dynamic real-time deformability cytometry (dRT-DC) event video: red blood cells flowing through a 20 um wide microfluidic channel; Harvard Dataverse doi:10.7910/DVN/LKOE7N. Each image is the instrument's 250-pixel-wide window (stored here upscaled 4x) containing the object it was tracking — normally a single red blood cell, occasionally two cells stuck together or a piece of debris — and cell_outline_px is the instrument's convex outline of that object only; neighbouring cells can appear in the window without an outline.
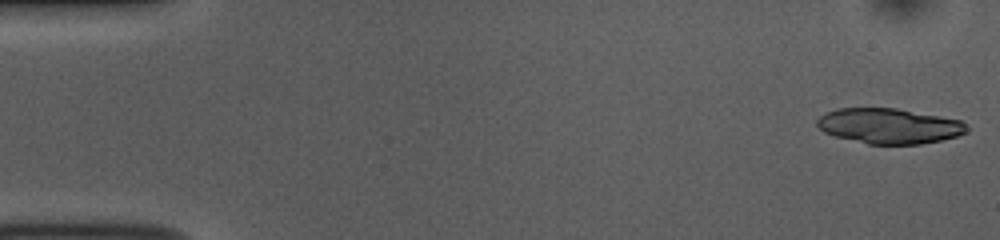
{"species": "common noctule bat (a hibernating species)", "species_latin": "Nyctalus noctula", "temperature_condition": "room temperature", "stored_images_in_passage": 51, "camera_frame_rate_fps": 3000, "um_per_image_px": 0.085, "animal": {"sex": "female", "body_mass_g": 10.0, "forearm_length_mm": 53.1}, "frame": {"image": 1, "passage_image": 1, "time_ms": 0.0, "image_size_px": [1000, 240], "cell_outline_px": [[968, 132], [956, 136], [940, 140], [920, 144], [868, 144], [832, 136], [824, 132], [816, 124], [816, 120], [820, 116], [836, 108], [896, 108], [960, 120], [968, 128]], "centroid_in_image_um": [75.54, 10.71], "position_along_channel_um": 9.5, "area_um2": 30.69}}
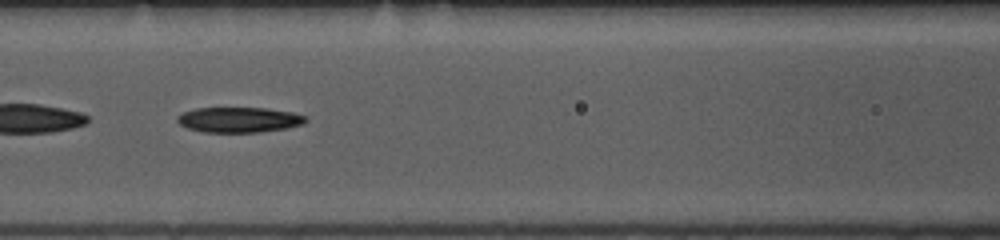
{"frame": {"image": 2, "passage_image": 22, "time_ms": 7.0, "image_size_px": [1000, 240], "cell_outline_px": [[308, 120], [304, 124], [284, 128], [256, 132], [204, 132], [188, 128], [180, 124], [176, 120], [176, 116], [184, 112], [196, 108], [268, 108], [292, 112], [308, 116]], "centroid_in_image_um": [20.34, 10.17], "position_along_channel_um": 146.3, "area_um2": 18.9}}
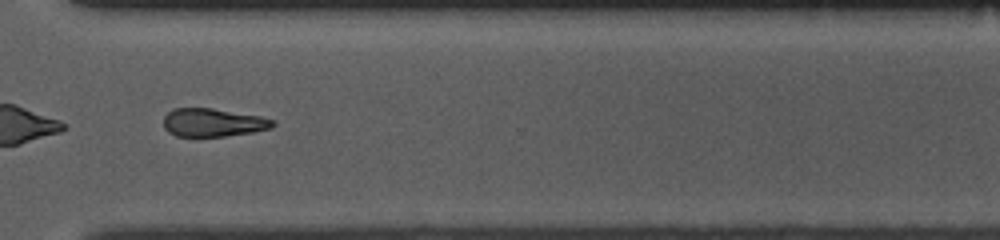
{"frame": {"image": 3, "passage_image": 38, "time_ms": 12.333, "image_size_px": [1000, 240], "cell_outline_px": [[276, 124], [272, 128], [252, 132], [224, 136], [176, 136], [168, 132], [164, 128], [164, 116], [172, 108], [212, 108], [260, 116], [276, 120]], "centroid_in_image_um": [18.11, 10.41], "position_along_channel_um": 352.5, "area_um2": 18.03}, "authors_computed_cell_mechanics": {"area_um2": 19.1318, "velocity_mm_per_s": 3.8747, "shape_relaxation_time_tau1_ms": 3.2488, "shape_relaxation_time_tau2_ms": null, "deformation_change_tau1": 0.1318, "deformation_change_tau2": null}}